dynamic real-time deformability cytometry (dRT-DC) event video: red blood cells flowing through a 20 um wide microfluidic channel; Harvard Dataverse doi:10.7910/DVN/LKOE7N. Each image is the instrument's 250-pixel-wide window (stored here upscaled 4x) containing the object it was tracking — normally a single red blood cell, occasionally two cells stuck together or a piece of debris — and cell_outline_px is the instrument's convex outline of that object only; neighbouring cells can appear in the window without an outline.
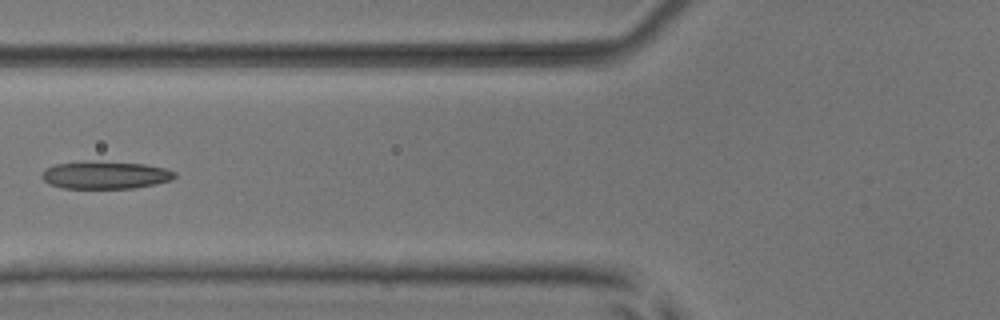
{"species": "common noctule bat (a hibernating species)", "species_latin": "Nyctalus noctula", "temperature_condition": "room temperature", "stored_images_in_passage": 7, "camera_frame_rate_fps": 3000, "um_per_image_px": 0.085, "animal": {"sex": "male", "body_mass_g": 17.9, "forearm_length_mm": 54.2}, "frame": {"image": 1, "passage_image": 6, "time_ms": 1.667, "image_size_px": [1000, 320], "cell_outline_px": [[176, 176], [172, 180], [156, 184], [132, 188], [64, 188], [48, 184], [40, 176], [40, 172], [44, 168], [56, 164], [84, 160], [92, 160], [144, 164], [164, 168], [176, 172]], "centroid_in_image_um": [8.9, 14.86], "position_along_channel_um": 116.9, "area_um2": 21.79}}
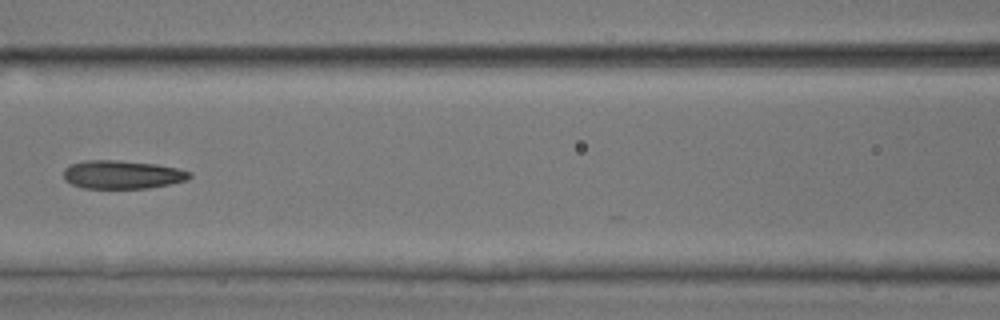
{"frame": {"image": 2, "passage_image": 7, "time_ms": 2.0, "image_size_px": [1000, 320], "cell_outline_px": [[192, 176], [188, 180], [148, 188], [84, 188], [72, 184], [64, 180], [64, 168], [72, 164], [84, 160], [120, 160], [156, 164], [180, 168], [192, 172]], "centroid_in_image_um": [10.42, 14.83], "position_along_channel_um": 156.2, "area_um2": 20.98}}